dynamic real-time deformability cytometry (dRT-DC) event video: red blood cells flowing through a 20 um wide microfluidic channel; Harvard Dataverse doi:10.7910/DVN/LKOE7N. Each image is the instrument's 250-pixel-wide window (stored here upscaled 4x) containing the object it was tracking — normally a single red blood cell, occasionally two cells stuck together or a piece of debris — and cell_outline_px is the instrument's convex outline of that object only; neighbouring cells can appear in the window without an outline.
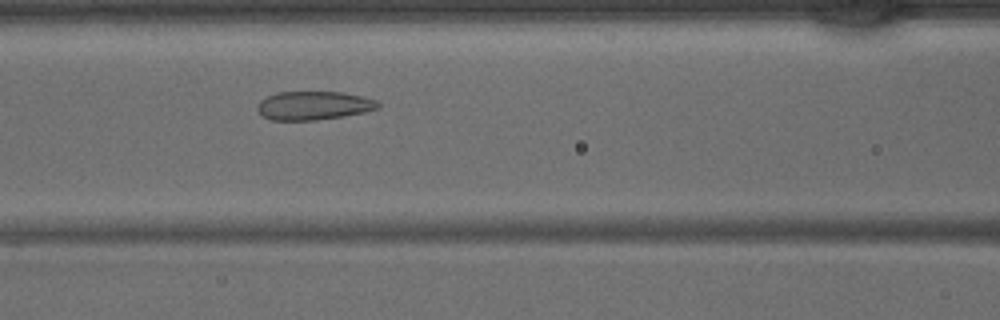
{"species": "common noctule bat (a hibernating species)", "species_latin": "Nyctalus noctula", "temperature_condition": "warm", "stored_images_in_passage": 39, "camera_frame_rate_fps": 3000, "um_per_image_px": 0.085, "animal": {"sex": "male", "body_mass_g": 15.6}, "frame": {"image": 1, "passage_image": 14, "time_ms": 4.333, "image_size_px": [1000, 320], "cell_outline_px": [[380, 108], [364, 112], [316, 120], [272, 120], [264, 116], [256, 108], [260, 100], [276, 92], [344, 92], [364, 96], [376, 100], [380, 104]], "centroid_in_image_um": [26.68, 8.96], "position_along_channel_um": 139.9, "area_um2": 20.06}}
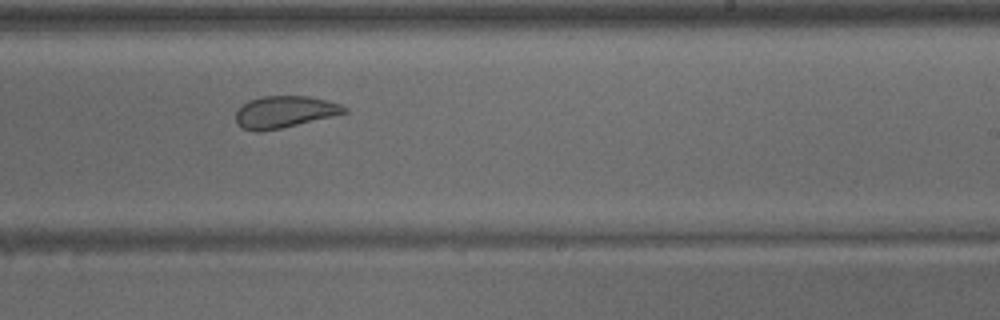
{"frame": {"image": 2, "passage_image": 22, "time_ms": 7.0, "image_size_px": [1000, 320], "cell_outline_px": [[348, 112], [332, 116], [280, 128], [260, 132], [256, 132], [244, 128], [236, 120], [236, 112], [248, 100], [260, 96], [308, 96], [340, 104], [348, 108]], "centroid_in_image_um": [24.18, 9.5], "position_along_channel_um": 264.8, "area_um2": 19.83}}
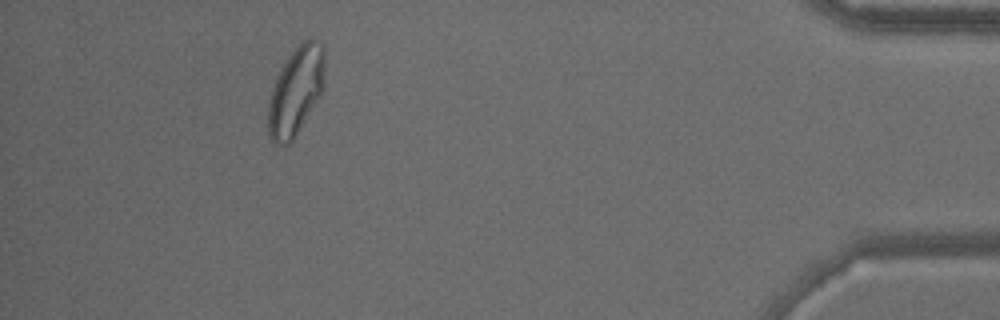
{"frame": {"image": 3, "passage_image": 35, "time_ms": 11.333, "image_size_px": [1000, 320], "cell_outline_px": [[324, 88], [320, 96], [292, 140], [288, 144], [276, 144], [268, 136], [268, 104], [276, 80], [288, 56], [300, 40], [316, 40], [324, 48]], "centroid_in_image_um": [25.16, 7.73], "position_along_channel_um": 410.0, "area_um2": 28.67}}